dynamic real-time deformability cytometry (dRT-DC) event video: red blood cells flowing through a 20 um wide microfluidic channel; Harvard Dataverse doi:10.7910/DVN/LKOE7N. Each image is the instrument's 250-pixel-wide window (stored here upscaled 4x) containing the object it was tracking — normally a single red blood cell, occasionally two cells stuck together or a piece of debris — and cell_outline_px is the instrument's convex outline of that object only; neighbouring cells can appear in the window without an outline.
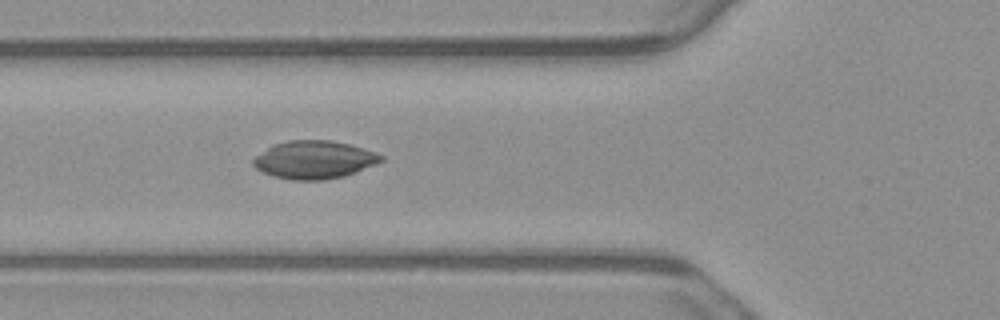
{"species": "common noctule bat (a hibernating species)", "species_latin": "Nyctalus noctula", "temperature_condition": "warm", "stored_images_in_passage": 5, "camera_frame_rate_fps": 3000, "um_per_image_px": 0.085, "animal": {"sex": "male", "body_mass_g": 23.1, "forearm_length_mm": 52.7}, "frame": {"image": 1, "passage_image": 5, "time_ms": 1.333, "image_size_px": [1000, 320], "cell_outline_px": [[384, 160], [376, 164], [356, 172], [344, 176], [324, 180], [292, 180], [272, 176], [256, 168], [252, 164], [252, 160], [256, 156], [272, 144], [288, 140], [332, 140], [364, 148], [376, 152], [384, 156]], "centroid_in_image_um": [26.72, 13.57], "position_along_channel_um": 99.1, "area_um2": 28.44}}